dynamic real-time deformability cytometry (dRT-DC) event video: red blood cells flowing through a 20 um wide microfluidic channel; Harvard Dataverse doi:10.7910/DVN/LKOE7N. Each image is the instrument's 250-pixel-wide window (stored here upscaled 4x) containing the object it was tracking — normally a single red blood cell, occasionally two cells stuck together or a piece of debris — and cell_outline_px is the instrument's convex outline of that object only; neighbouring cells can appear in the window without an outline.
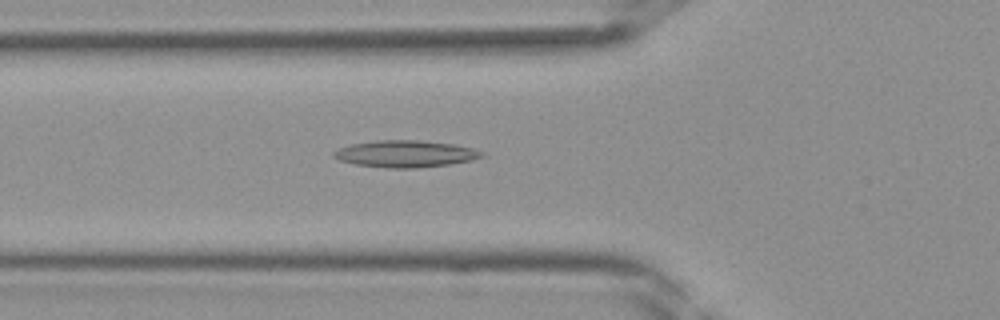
{"species": "Egyptian fruit bat (a non-hibernating species)", "species_latin": "Rousettus aegyptiacus", "temperature_condition": "room temperature", "stored_images_in_passage": 41, "camera_frame_rate_fps": 3000, "um_per_image_px": 0.085, "frame": {"image": 1, "passage_image": 15, "time_ms": 4.667, "image_size_px": [1000, 320], "cell_outline_px": [[488, 156], [472, 160], [448, 164], [416, 168], [388, 168], [356, 164], [340, 160], [332, 156], [332, 152], [340, 148], [352, 144], [376, 140], [420, 140], [452, 144], [472, 148], [484, 152]], "centroid_in_image_um": [34.49, 13.07], "position_along_channel_um": 91.3, "area_um2": 23.12}}
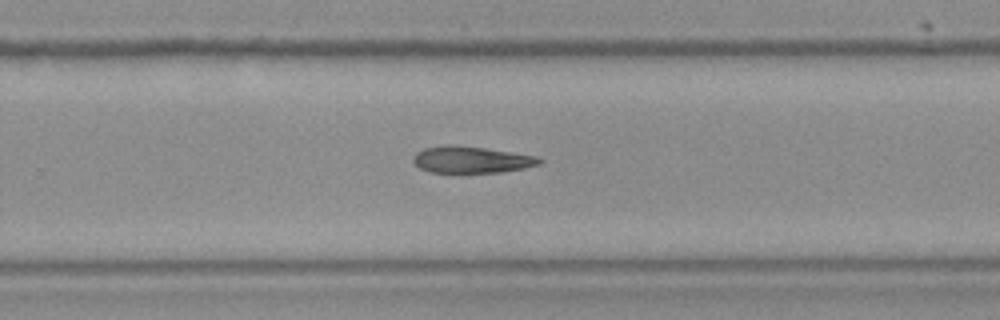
{"frame": {"image": 2, "passage_image": 27, "time_ms": 8.667, "image_size_px": [1000, 320], "cell_outline_px": [[544, 160], [540, 164], [524, 168], [500, 172], [452, 176], [428, 172], [420, 168], [412, 160], [412, 156], [416, 152], [424, 148], [444, 144], [456, 144], [512, 152], [536, 156]], "centroid_in_image_um": [39.99, 13.61], "position_along_channel_um": 289.8, "area_um2": 20.75}}
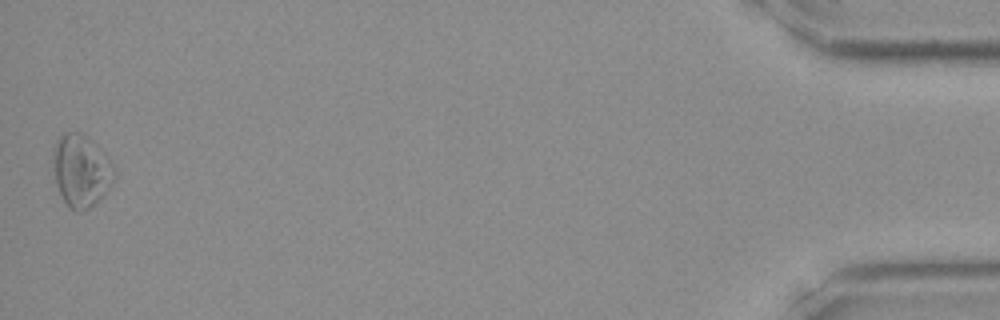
{"frame": {"image": 3, "passage_image": 41, "time_ms": 13.333, "image_size_px": [1000, 320], "cell_outline_px": [[116, 176], [112, 184], [104, 196], [96, 204], [80, 212], [76, 212], [68, 208], [56, 184], [52, 148], [56, 140], [64, 132], [80, 132], [96, 144], [112, 160], [116, 172]], "centroid_in_image_um": [6.93, 14.52], "position_along_channel_um": 428.3, "area_um2": 26.24}}